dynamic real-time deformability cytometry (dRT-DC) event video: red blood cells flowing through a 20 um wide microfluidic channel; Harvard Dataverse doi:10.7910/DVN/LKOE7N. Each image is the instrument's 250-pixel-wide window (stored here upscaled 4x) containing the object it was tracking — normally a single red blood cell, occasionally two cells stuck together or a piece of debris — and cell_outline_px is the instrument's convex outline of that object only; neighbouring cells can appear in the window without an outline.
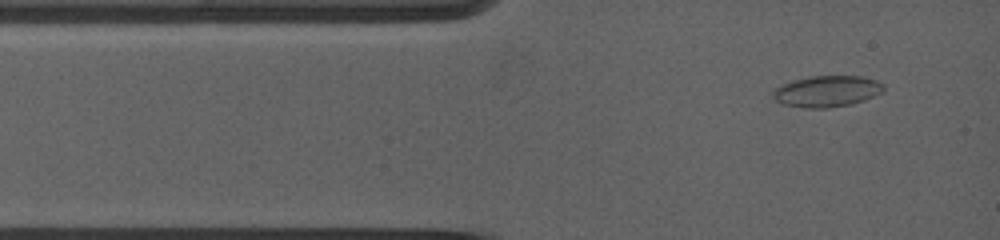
{"species": "common noctule bat (a hibernating species)", "species_latin": "Nyctalus noctula", "temperature_condition": "warm", "stored_images_in_passage": 3, "camera_frame_rate_fps": 5000, "um_per_image_px": 0.085, "animal": {"sex": "female", "body_mass_g": 19.0, "forearm_length_mm": 53.3}, "frame": {"image": 1, "passage_image": 1, "time_ms": 0.0, "image_size_px": [1000, 240], "cell_outline_px": [[884, 88], [880, 92], [872, 96], [848, 104], [824, 108], [812, 108], [784, 104], [776, 100], [776, 88], [780, 84], [792, 80], [808, 76], [860, 76], [872, 80], [880, 84]], "centroid_in_image_um": [70.23, 7.74], "position_along_channel_um": 14.8, "area_um2": 19.31}}
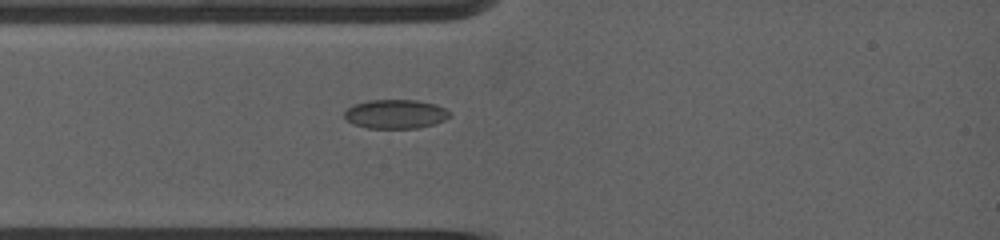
{"frame": {"image": 2, "passage_image": 3, "time_ms": 1.8, "image_size_px": [1000, 240], "cell_outline_px": [[448, 116], [432, 124], [416, 128], [368, 128], [356, 124], [348, 120], [344, 116], [344, 112], [348, 108], [356, 104], [372, 100], [416, 100], [436, 104], [444, 108], [448, 112]], "centroid_in_image_um": [33.59, 9.68], "position_along_channel_um": 51.4, "area_um2": 17.28}}